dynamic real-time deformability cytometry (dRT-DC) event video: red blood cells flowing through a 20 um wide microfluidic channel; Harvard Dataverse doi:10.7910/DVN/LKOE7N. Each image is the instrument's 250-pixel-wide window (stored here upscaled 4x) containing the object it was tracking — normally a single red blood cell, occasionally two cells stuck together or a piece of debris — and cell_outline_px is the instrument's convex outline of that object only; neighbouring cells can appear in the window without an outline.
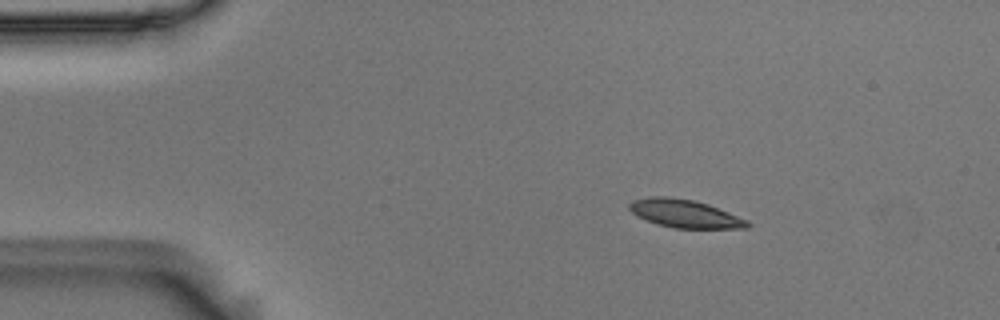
{"species": "Egyptian fruit bat (a non-hibernating species)", "species_latin": "Rousettus aegyptiacus", "temperature_condition": "room temperature", "stored_images_in_passage": 48, "camera_frame_rate_fps": 3000, "um_per_image_px": 0.085, "animal": {"sex": "male"}, "frame": {"image": 1, "passage_image": 1, "time_ms": 0.0, "image_size_px": [1000, 320], "cell_outline_px": [[752, 224], [748, 228], [672, 228], [656, 224], [632, 212], [628, 208], [628, 204], [632, 200], [648, 196], [664, 196], [692, 200], [708, 204], [748, 220]], "centroid_in_image_um": [58.21, 18.16], "position_along_channel_um": 26.8, "area_um2": 19.25}}
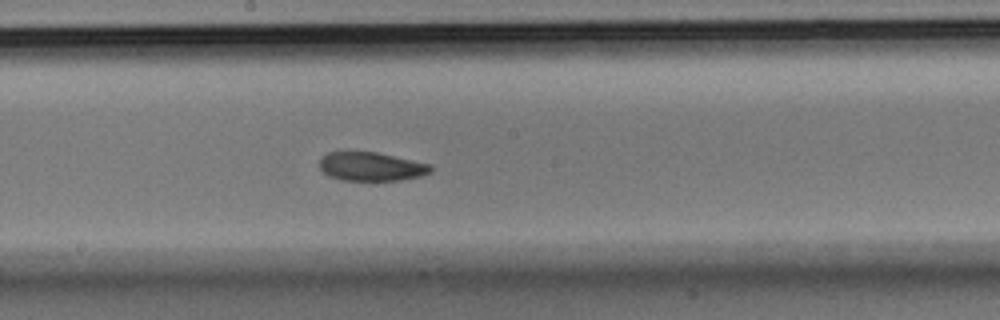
{"frame": {"image": 2, "passage_image": 22, "time_ms": 7.0, "image_size_px": [1000, 320], "cell_outline_px": [[432, 172], [420, 176], [400, 180], [340, 180], [328, 176], [320, 168], [320, 156], [328, 152], [376, 152], [432, 164]], "centroid_in_image_um": [31.55, 14.15], "position_along_channel_um": 216.6, "area_um2": 18.67}}
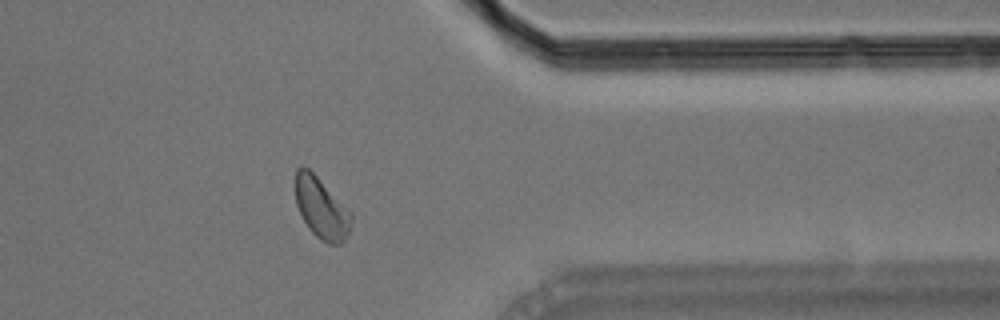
{"frame": {"image": 3, "passage_image": 37, "time_ms": 12.0, "image_size_px": [1000, 320], "cell_outline_px": [[352, 220], [348, 232], [344, 240], [340, 244], [328, 244], [320, 240], [308, 228], [296, 204], [296, 168], [308, 168], [352, 212]], "centroid_in_image_um": [27.33, 17.73], "position_along_channel_um": 384.1, "area_um2": 19.54}, "authors_computed_cell_mechanics": {"area_um2": 19.7387, "velocity_mm_per_s": 3.5891, "shape_relaxation_time_tau1_ms": 4.5233, "shape_relaxation_time_tau2_ms": 3.298, "deformation_change_tau1": 0.1152, "deformation_change_tau2": 0.0795}}